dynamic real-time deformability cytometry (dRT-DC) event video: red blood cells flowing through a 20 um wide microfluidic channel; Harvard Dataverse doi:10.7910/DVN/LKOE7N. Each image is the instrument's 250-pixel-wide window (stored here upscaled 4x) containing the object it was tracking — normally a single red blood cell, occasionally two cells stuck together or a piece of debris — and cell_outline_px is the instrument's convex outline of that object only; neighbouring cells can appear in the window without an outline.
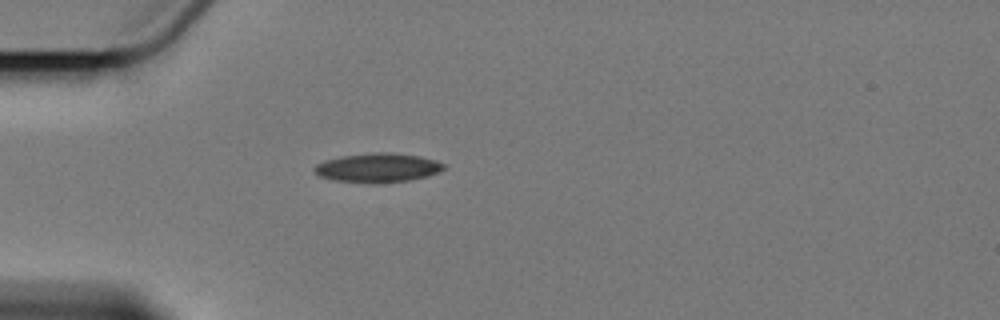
{"species": "Egyptian fruit bat (a non-hibernating species)", "species_latin": "Rousettus aegyptiacus", "temperature_condition": "cold", "stored_images_in_passage": 1, "camera_frame_rate_fps": 3000, "um_per_image_px": 0.085, "animal": {"sex": "female"}, "frame": {"image": 1, "passage_image": 1, "time_ms": 0.0, "image_size_px": [1000, 320], "cell_outline_px": [[444, 168], [440, 172], [428, 176], [408, 180], [380, 184], [372, 184], [336, 180], [320, 176], [312, 168], [316, 164], [324, 160], [340, 156], [376, 152], [388, 152], [420, 156], [436, 160], [444, 164]], "centroid_in_image_um": [32.11, 14.26], "position_along_channel_um": 52.9, "area_um2": 22.14}}